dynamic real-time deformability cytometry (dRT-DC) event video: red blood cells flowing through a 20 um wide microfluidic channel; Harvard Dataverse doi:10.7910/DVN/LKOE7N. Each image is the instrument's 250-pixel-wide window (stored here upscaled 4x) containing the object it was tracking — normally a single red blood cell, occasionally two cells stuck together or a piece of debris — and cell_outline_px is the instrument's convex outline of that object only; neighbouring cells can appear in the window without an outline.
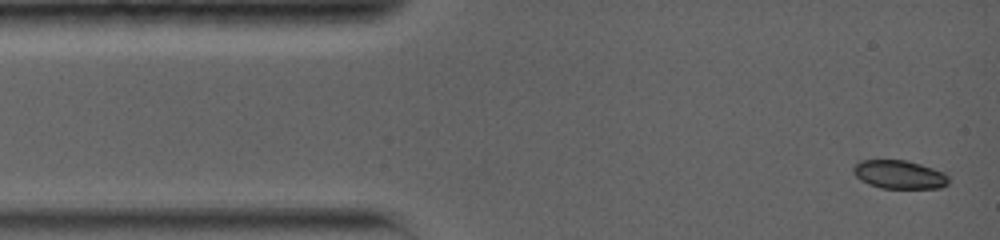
{"species": "common noctule bat (a hibernating species)", "species_latin": "Nyctalus noctula", "temperature_condition": "warm", "stored_images_in_passage": 12, "camera_frame_rate_fps": 5000, "um_per_image_px": 0.085, "animal": {"sex": "female", "body_mass_g": 19.0, "forearm_length_mm": 56.7}, "frame": {"image": 1, "passage_image": 1, "time_ms": 0.0, "image_size_px": [1000, 240], "cell_outline_px": [[948, 184], [940, 188], [880, 188], [868, 184], [860, 180], [852, 172], [852, 168], [860, 160], [904, 160], [920, 164], [944, 172], [948, 176]], "centroid_in_image_um": [76.42, 14.84], "position_along_channel_um": 8.6, "area_um2": 15.84}}
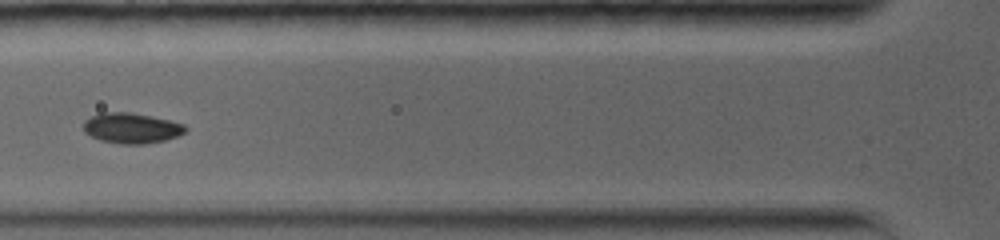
{"frame": {"image": 2, "passage_image": 7, "time_ms": 4.6, "image_size_px": [1000, 240], "cell_outline_px": [[188, 128], [184, 132], [176, 136], [164, 140], [144, 144], [120, 144], [100, 140], [84, 132], [84, 120], [100, 112], [132, 112], [152, 116], [184, 124]], "centroid_in_image_um": [11.16, 10.88], "position_along_channel_um": 114.6, "area_um2": 18.03}}
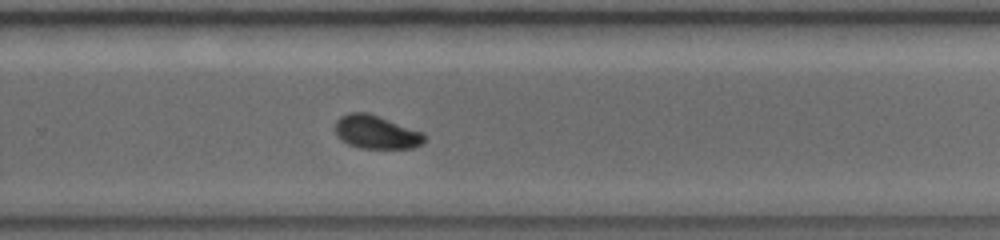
{"frame": {"image": 3, "passage_image": 12, "time_ms": 9.4, "image_size_px": [1000, 240], "cell_outline_px": [[424, 140], [420, 144], [412, 148], [360, 148], [348, 144], [340, 140], [336, 136], [336, 120], [340, 116], [348, 112], [368, 112], [424, 132]], "centroid_in_image_um": [31.95, 11.22], "position_along_channel_um": 297.9, "area_um2": 17.46}}